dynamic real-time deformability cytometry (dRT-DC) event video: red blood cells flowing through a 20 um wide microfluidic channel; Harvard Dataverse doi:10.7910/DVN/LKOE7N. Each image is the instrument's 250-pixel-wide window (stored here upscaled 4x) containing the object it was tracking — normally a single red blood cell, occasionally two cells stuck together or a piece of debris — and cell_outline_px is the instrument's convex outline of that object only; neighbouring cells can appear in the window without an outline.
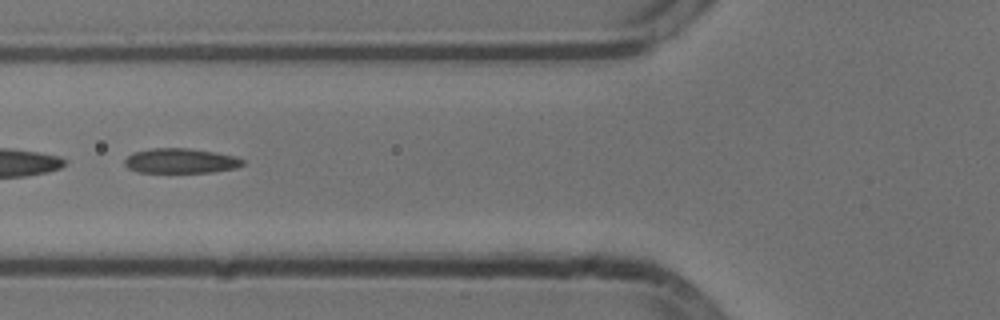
{"species": "common noctule bat (a hibernating species)", "species_latin": "Nyctalus noctula", "temperature_condition": "cold", "stored_images_in_passage": 51, "segment_of_instrument_passage": [2, 2], "camera_frame_rate_fps": 3000, "um_per_image_px": 0.085, "animal": {"sex": "male", "body_mass_g": 13.3}, "frame": {"image": 1, "passage_image": 19, "time_ms": 6.0, "image_size_px": [1000, 320], "cell_outline_px": [[244, 164], [236, 168], [212, 172], [136, 172], [128, 168], [124, 164], [124, 160], [132, 152], [152, 148], [188, 148], [236, 156], [244, 160]], "centroid_in_image_um": [15.33, 13.67], "position_along_channel_um": 110.5, "area_um2": 17.11}}
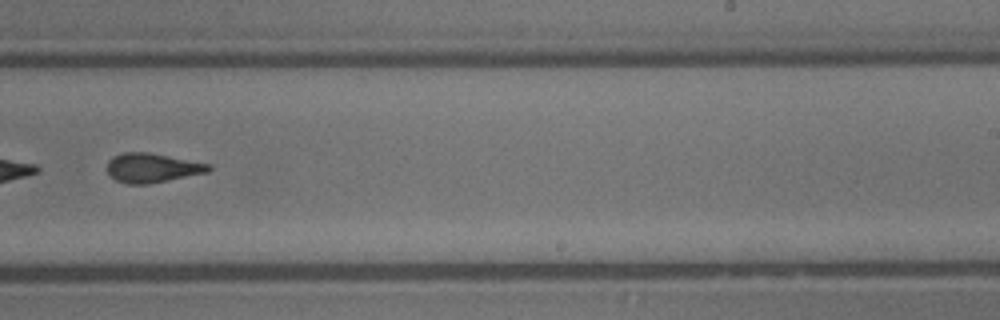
{"frame": {"image": 2, "passage_image": 32, "time_ms": 10.333, "image_size_px": [1000, 320], "cell_outline_px": [[212, 168], [208, 172], [148, 184], [128, 184], [116, 180], [108, 172], [108, 160], [112, 156], [124, 152], [148, 152], [212, 164]], "centroid_in_image_um": [12.95, 14.26], "position_along_channel_um": 276.1, "area_um2": 17.28}}
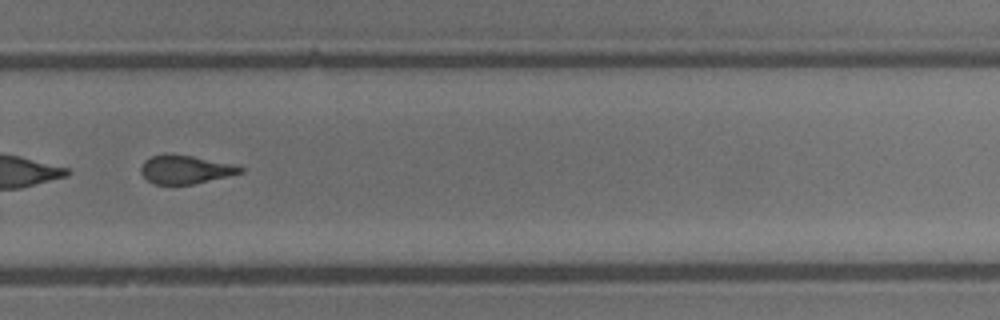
{"frame": {"image": 3, "passage_image": 35, "time_ms": 11.333, "image_size_px": [1000, 320], "cell_outline_px": [[244, 172], [228, 176], [192, 184], [152, 184], [140, 172], [140, 168], [144, 160], [152, 156], [164, 152], [172, 152], [236, 164], [244, 168]], "centroid_in_image_um": [15.74, 14.37], "position_along_channel_um": 314.1, "area_um2": 16.88}}